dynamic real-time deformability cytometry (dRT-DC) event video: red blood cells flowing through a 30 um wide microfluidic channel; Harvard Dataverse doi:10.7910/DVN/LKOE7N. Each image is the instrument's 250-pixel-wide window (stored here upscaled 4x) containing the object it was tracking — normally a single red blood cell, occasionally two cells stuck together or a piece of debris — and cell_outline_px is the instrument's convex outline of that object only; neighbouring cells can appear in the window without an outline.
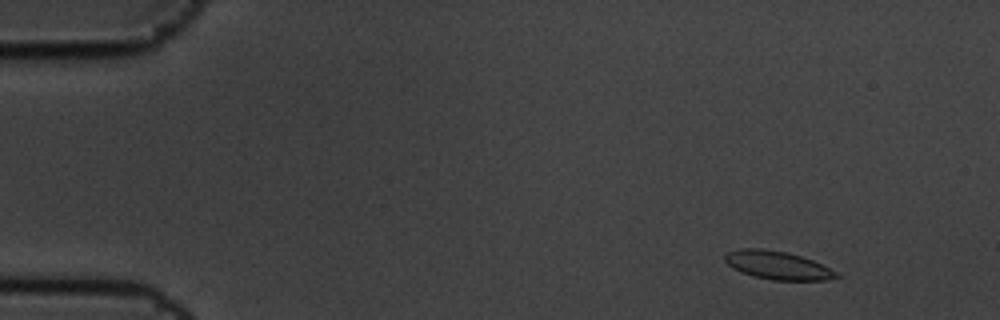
{"species": "common noctule bat (a hibernating species)", "species_latin": "Nyctalus noctula", "temperature_condition": "cold", "stored_images_in_passage": 4, "camera_frame_rate_fps": 3000, "um_per_image_px": 0.085, "animal": {"sex": "male", "body_mass_g": 19.5, "forearm_length_mm": 54.6}, "frame": {"image": 1, "passage_image": 1, "time_ms": 0.0, "image_size_px": [1000, 320], "cell_outline_px": [[840, 276], [824, 280], [772, 280], [740, 272], [732, 268], [724, 260], [724, 256], [728, 252], [740, 248], [760, 248], [788, 252], [812, 260], [836, 272]], "centroid_in_image_um": [66.04, 22.54], "position_along_channel_um": 19.0, "area_um2": 18.15}}
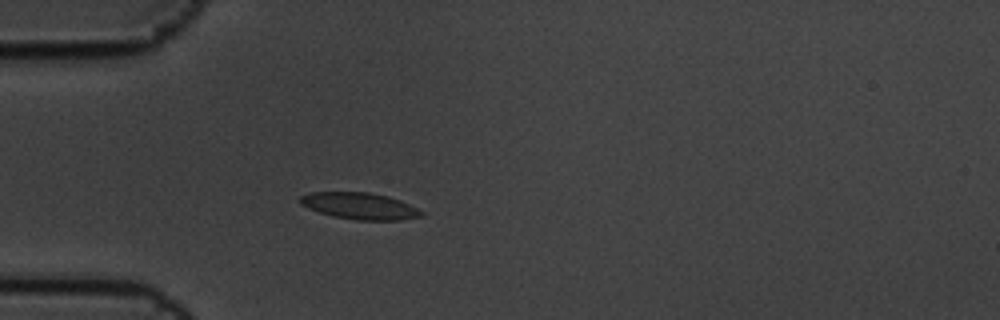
{"frame": {"image": 2, "passage_image": 4, "time_ms": 1.0, "image_size_px": [1000, 320], "cell_outline_px": [[424, 216], [400, 220], [356, 220], [332, 216], [308, 208], [300, 204], [296, 200], [300, 196], [312, 192], [368, 192], [388, 196], [400, 200], [424, 212]], "centroid_in_image_um": [30.55, 17.51], "position_along_channel_um": 54.4, "area_um2": 18.9}}